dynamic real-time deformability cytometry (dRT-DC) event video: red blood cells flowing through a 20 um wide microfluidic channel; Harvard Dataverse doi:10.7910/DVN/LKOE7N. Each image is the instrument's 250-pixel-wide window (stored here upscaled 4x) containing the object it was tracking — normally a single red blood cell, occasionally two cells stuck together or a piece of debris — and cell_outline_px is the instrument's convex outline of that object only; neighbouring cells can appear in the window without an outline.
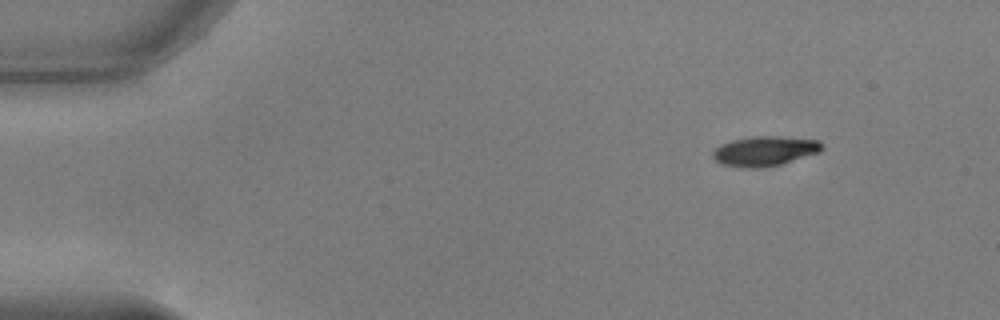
{"species": "common noctule bat (a hibernating species)", "species_latin": "Nyctalus noctula", "temperature_condition": "warm", "stored_images_in_passage": 48, "camera_frame_rate_fps": 3000, "um_per_image_px": 0.085, "animal": {"sex": "male", "body_mass_g": 17.9, "forearm_length_mm": 54.2}, "frame": {"image": 1, "passage_image": 1, "time_ms": 0.0, "image_size_px": [1000, 320], "cell_outline_px": [[824, 148], [820, 152], [780, 164], [760, 168], [740, 168], [720, 164], [712, 156], [712, 152], [720, 144], [732, 140], [756, 136], [780, 136], [820, 140], [824, 144]], "centroid_in_image_um": [65.01, 12.84], "position_along_channel_um": 20.0, "area_um2": 19.13}}
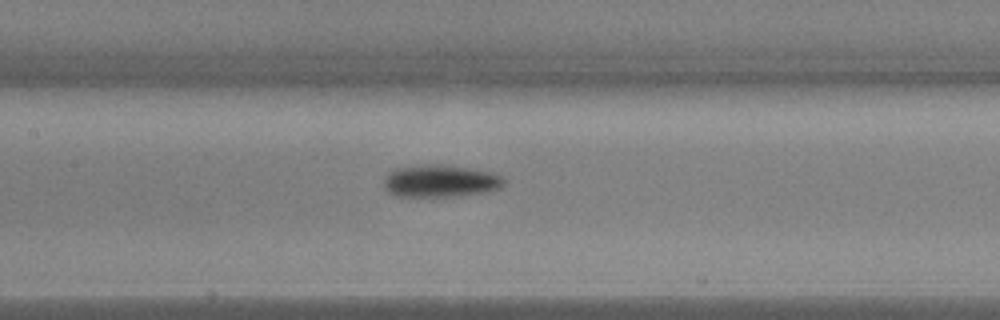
{"frame": {"image": 2, "passage_image": 20, "time_ms": 6.333, "image_size_px": [1000, 320], "cell_outline_px": [[504, 184], [500, 188], [484, 192], [452, 196], [396, 196], [388, 192], [384, 188], [384, 180], [396, 168], [468, 168], [488, 172], [500, 176], [504, 180]], "centroid_in_image_um": [37.44, 15.46], "position_along_channel_um": 170.0, "area_um2": 20.92}}
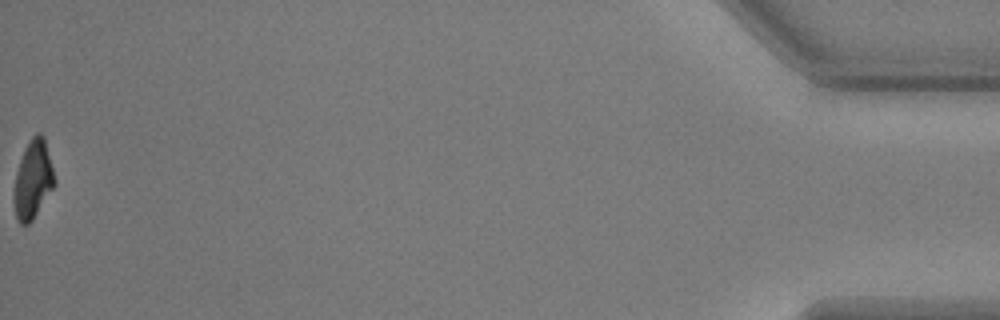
{"frame": {"image": 3, "passage_image": 48, "time_ms": 15.667, "image_size_px": [1000, 320], "cell_outline_px": [[56, 184], [32, 220], [28, 224], [20, 224], [16, 220], [12, 200], [12, 196], [16, 172], [24, 148], [32, 136], [36, 132], [40, 132], [44, 136], [56, 180]], "centroid_in_image_um": [2.78, 15.27], "position_along_channel_um": 432.4, "area_um2": 18.84}, "authors_computed_cell_mechanics": {"area_um2": 20.2878, "velocity_mm_per_s": 3.8349, "shape_relaxation_time_tau1_ms": 2.9469, "shape_relaxation_time_tau2_ms": 6.0277, "deformation_change_tau1": 0.1733, "deformation_change_tau2": 0.113}}